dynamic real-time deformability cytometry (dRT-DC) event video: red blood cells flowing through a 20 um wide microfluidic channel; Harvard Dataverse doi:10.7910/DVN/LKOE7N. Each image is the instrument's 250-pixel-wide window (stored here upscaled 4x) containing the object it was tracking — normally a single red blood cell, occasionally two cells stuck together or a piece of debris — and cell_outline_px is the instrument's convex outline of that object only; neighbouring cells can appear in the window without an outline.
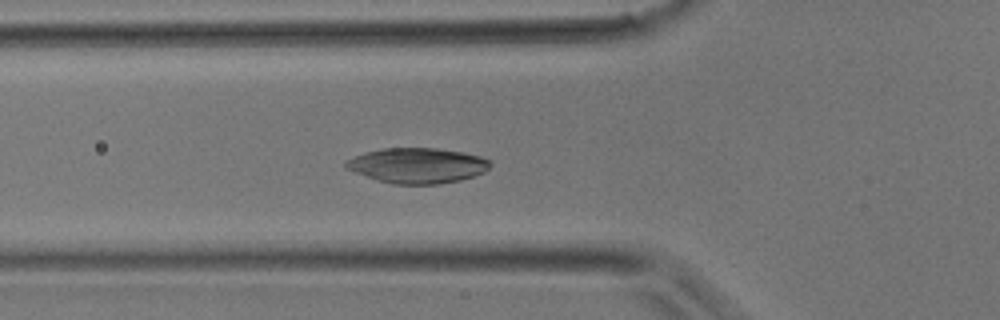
{"species": "common noctule bat (a hibernating species)", "species_latin": "Nyctalus noctula", "temperature_condition": "room temperature", "stored_images_in_passage": 29, "camera_frame_rate_fps": 3000, "um_per_image_px": 0.085, "animal": {"sex": "male", "body_mass_g": 17.9}, "frame": {"image": 1, "passage_image": 4, "time_ms": 1.0, "image_size_px": [1000, 320], "cell_outline_px": [[492, 164], [484, 172], [460, 180], [440, 184], [392, 184], [376, 180], [356, 172], [348, 168], [344, 164], [352, 156], [364, 152], [380, 148], [436, 148], [464, 152], [480, 156], [492, 160]], "centroid_in_image_um": [35.5, 14.06], "position_along_channel_um": 90.3, "area_um2": 29.77}}
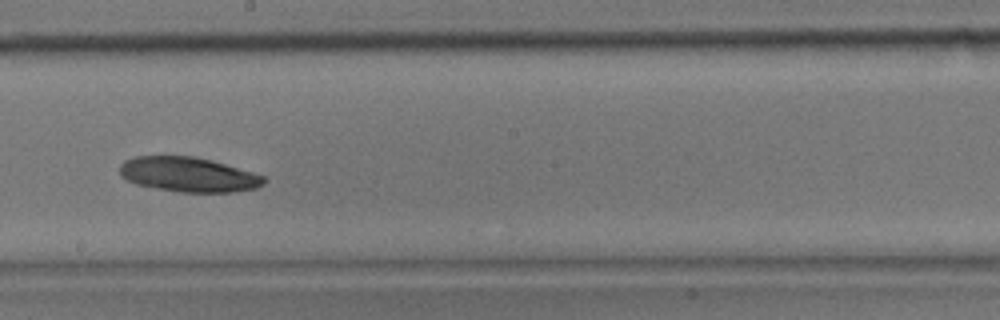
{"frame": {"image": 2, "passage_image": 12, "time_ms": 3.667, "image_size_px": [1000, 320], "cell_outline_px": [[264, 184], [256, 188], [232, 192], [180, 192], [136, 184], [120, 176], [120, 164], [124, 160], [132, 156], [196, 156], [212, 160], [252, 172], [264, 176]], "centroid_in_image_um": [15.99, 14.82], "position_along_channel_um": 232.2, "area_um2": 29.13}}
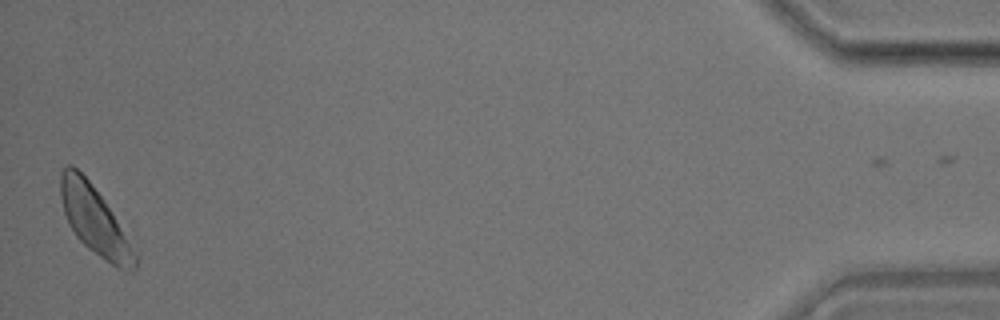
{"frame": {"image": 3, "passage_image": 28, "time_ms": 9.0, "image_size_px": [1000, 320], "cell_outline_px": [[140, 260], [136, 268], [132, 272], [124, 272], [116, 268], [88, 248], [76, 236], [68, 224], [64, 212], [60, 196], [60, 172], [68, 164], [72, 164], [88, 180], [104, 200], [140, 256]], "centroid_in_image_um": [8.1, 18.81], "position_along_channel_um": 427.1, "area_um2": 29.82}}